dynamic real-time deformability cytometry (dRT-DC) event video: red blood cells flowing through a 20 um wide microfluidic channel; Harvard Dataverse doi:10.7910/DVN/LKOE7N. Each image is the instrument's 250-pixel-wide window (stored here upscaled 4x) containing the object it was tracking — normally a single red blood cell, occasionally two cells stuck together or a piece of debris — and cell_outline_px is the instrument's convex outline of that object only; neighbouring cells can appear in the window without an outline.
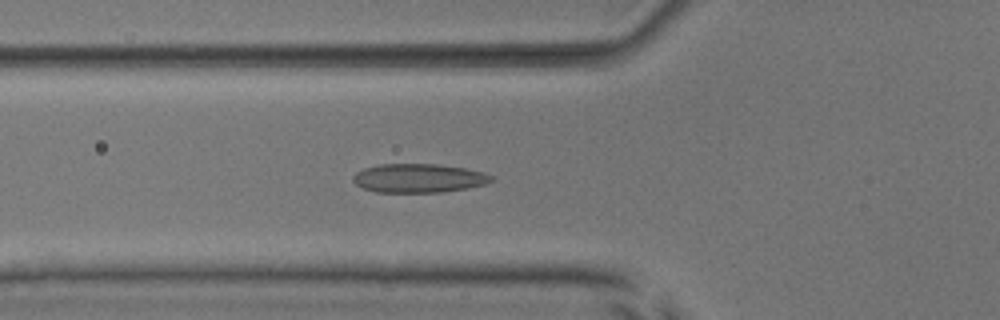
{"species": "common noctule bat (a hibernating species)", "species_latin": "Nyctalus noctula", "temperature_condition": "room temperature", "stored_images_in_passage": 38, "camera_frame_rate_fps": 3000, "um_per_image_px": 0.085, "animal": {"sex": "male", "body_mass_g": 17.9, "forearm_length_mm": 54.2}, "frame": {"image": 1, "passage_image": 10, "time_ms": 3.0, "image_size_px": [1000, 320], "cell_outline_px": [[492, 180], [484, 184], [468, 188], [444, 192], [376, 192], [364, 188], [356, 184], [352, 180], [352, 176], [356, 172], [364, 168], [380, 164], [436, 164], [464, 168], [484, 172], [492, 176]], "centroid_in_image_um": [35.57, 15.14], "position_along_channel_um": 90.2, "area_um2": 23.18}}
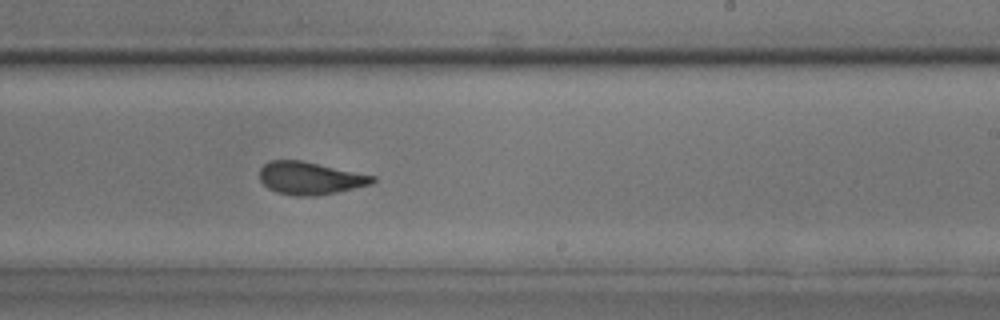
{"frame": {"image": 2, "passage_image": 23, "time_ms": 7.333, "image_size_px": [1000, 320], "cell_outline_px": [[376, 180], [372, 184], [336, 192], [316, 196], [292, 196], [276, 192], [268, 188], [260, 180], [260, 168], [268, 160], [300, 160], [376, 176]], "centroid_in_image_um": [26.34, 15.15], "position_along_channel_um": 262.7, "area_um2": 21.5}}
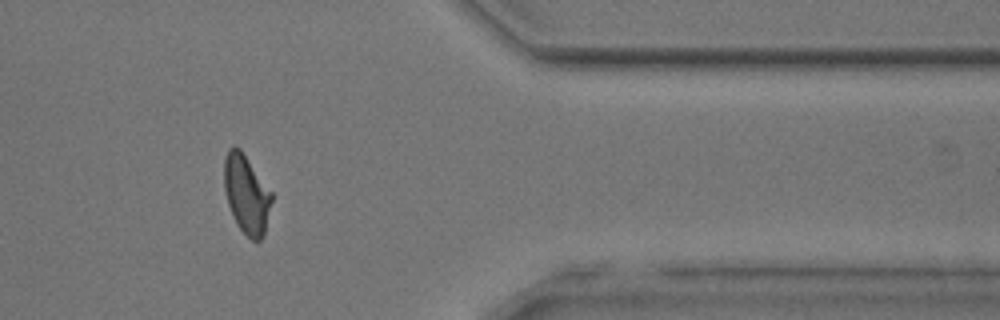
{"frame": {"image": 3, "passage_image": 34, "time_ms": 11.0, "image_size_px": [1000, 320], "cell_outline_px": [[272, 200], [264, 236], [260, 240], [252, 240], [236, 224], [228, 204], [224, 188], [224, 156], [228, 148], [240, 148], [272, 192]], "centroid_in_image_um": [20.95, 16.51], "position_along_channel_um": 390.5, "area_um2": 21.68}, "authors_computed_cell_mechanics": {"area_um2": 22.0218, "velocity_mm_per_s": 3.9877, "shape_relaxation_time_tau1_ms": 5.6763, "shape_relaxation_time_tau2_ms": 1.5584, "deformation_change_tau1": 0.1699, "deformation_change_tau2": 0.0901}}